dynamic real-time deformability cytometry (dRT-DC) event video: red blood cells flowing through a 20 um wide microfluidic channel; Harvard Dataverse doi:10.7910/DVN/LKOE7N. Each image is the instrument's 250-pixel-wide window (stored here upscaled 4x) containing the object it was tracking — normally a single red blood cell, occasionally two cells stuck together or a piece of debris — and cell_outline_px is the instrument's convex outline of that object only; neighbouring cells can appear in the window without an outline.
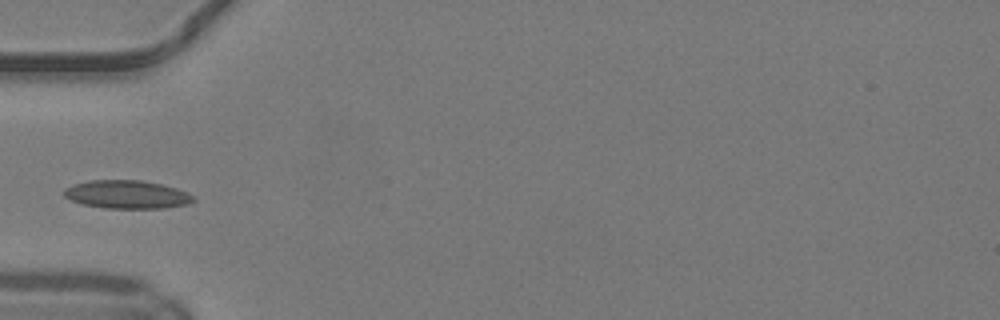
{"species": "common noctule bat (a hibernating species)", "species_latin": "Nyctalus noctula", "temperature_condition": "warm", "stored_images_in_passage": 6, "camera_frame_rate_fps": 3000, "um_per_image_px": 0.085, "animal": {"sex": "male", "body_mass_g": 19.2, "forearm_length_mm": 51.8}, "frame": {"image": 1, "passage_image": 1, "time_ms": 0.0, "image_size_px": [1000, 320], "cell_outline_px": [[196, 200], [188, 204], [164, 208], [104, 208], [84, 204], [72, 200], [64, 196], [64, 188], [72, 184], [92, 180], [140, 180], [160, 184], [176, 188], [188, 192]], "centroid_in_image_um": [10.79, 16.53], "position_along_channel_um": 74.2, "area_um2": 21.21}}
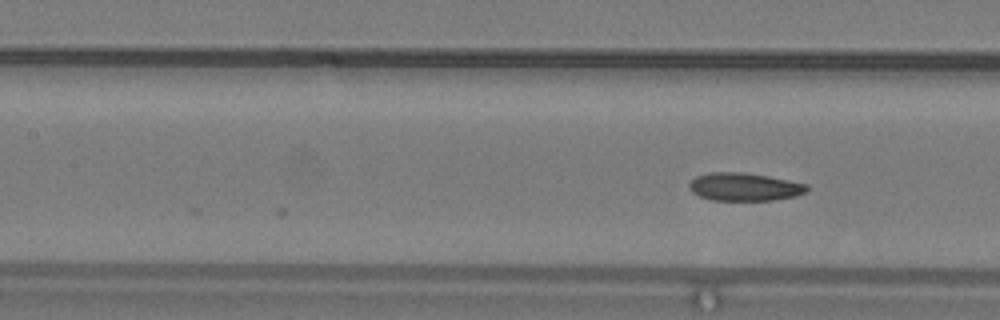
{"frame": {"image": 2, "passage_image": 6, "time_ms": 1.667, "image_size_px": [1000, 320], "cell_outline_px": [[808, 192], [796, 196], [772, 200], [712, 200], [700, 196], [692, 192], [688, 184], [696, 176], [712, 172], [744, 172], [768, 176], [808, 184]], "centroid_in_image_um": [63.3, 15.88], "position_along_channel_um": 144.1, "area_um2": 19.19}}